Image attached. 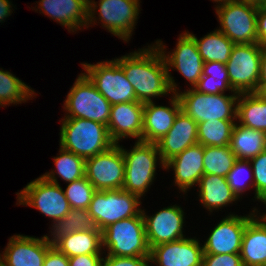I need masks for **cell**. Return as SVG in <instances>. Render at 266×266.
<instances>
[{
	"mask_svg": "<svg viewBox=\"0 0 266 266\" xmlns=\"http://www.w3.org/2000/svg\"><path fill=\"white\" fill-rule=\"evenodd\" d=\"M124 175L125 159L120 144L85 159V177L96 191L122 189Z\"/></svg>",
	"mask_w": 266,
	"mask_h": 266,
	"instance_id": "cell-14",
	"label": "cell"
},
{
	"mask_svg": "<svg viewBox=\"0 0 266 266\" xmlns=\"http://www.w3.org/2000/svg\"><path fill=\"white\" fill-rule=\"evenodd\" d=\"M236 122L266 133V96L256 93H239Z\"/></svg>",
	"mask_w": 266,
	"mask_h": 266,
	"instance_id": "cell-27",
	"label": "cell"
},
{
	"mask_svg": "<svg viewBox=\"0 0 266 266\" xmlns=\"http://www.w3.org/2000/svg\"><path fill=\"white\" fill-rule=\"evenodd\" d=\"M111 104L84 74L80 73L71 86L63 104L62 118H83L107 126Z\"/></svg>",
	"mask_w": 266,
	"mask_h": 266,
	"instance_id": "cell-8",
	"label": "cell"
},
{
	"mask_svg": "<svg viewBox=\"0 0 266 266\" xmlns=\"http://www.w3.org/2000/svg\"><path fill=\"white\" fill-rule=\"evenodd\" d=\"M53 245L46 235L42 237L15 234L0 253L3 266H43L47 251Z\"/></svg>",
	"mask_w": 266,
	"mask_h": 266,
	"instance_id": "cell-17",
	"label": "cell"
},
{
	"mask_svg": "<svg viewBox=\"0 0 266 266\" xmlns=\"http://www.w3.org/2000/svg\"><path fill=\"white\" fill-rule=\"evenodd\" d=\"M140 2V0H99L98 2L88 0L86 28L101 23L102 28L127 43L138 23L136 21L142 10Z\"/></svg>",
	"mask_w": 266,
	"mask_h": 266,
	"instance_id": "cell-4",
	"label": "cell"
},
{
	"mask_svg": "<svg viewBox=\"0 0 266 266\" xmlns=\"http://www.w3.org/2000/svg\"><path fill=\"white\" fill-rule=\"evenodd\" d=\"M43 266H69V258L52 246L44 258Z\"/></svg>",
	"mask_w": 266,
	"mask_h": 266,
	"instance_id": "cell-42",
	"label": "cell"
},
{
	"mask_svg": "<svg viewBox=\"0 0 266 266\" xmlns=\"http://www.w3.org/2000/svg\"><path fill=\"white\" fill-rule=\"evenodd\" d=\"M177 43L172 51L167 52V46L160 39L155 40L156 46L161 51L168 71V78L173 94L180 92L178 83L175 82L171 70H177L189 83V89L194 88L202 77L204 61L198 52L194 39L186 32L180 33Z\"/></svg>",
	"mask_w": 266,
	"mask_h": 266,
	"instance_id": "cell-7",
	"label": "cell"
},
{
	"mask_svg": "<svg viewBox=\"0 0 266 266\" xmlns=\"http://www.w3.org/2000/svg\"><path fill=\"white\" fill-rule=\"evenodd\" d=\"M265 51L259 43L235 44L226 69L230 86L238 93L256 92L259 84L261 57Z\"/></svg>",
	"mask_w": 266,
	"mask_h": 266,
	"instance_id": "cell-13",
	"label": "cell"
},
{
	"mask_svg": "<svg viewBox=\"0 0 266 266\" xmlns=\"http://www.w3.org/2000/svg\"><path fill=\"white\" fill-rule=\"evenodd\" d=\"M102 249L110 256L150 257L142 213L119 220L104 228Z\"/></svg>",
	"mask_w": 266,
	"mask_h": 266,
	"instance_id": "cell-5",
	"label": "cell"
},
{
	"mask_svg": "<svg viewBox=\"0 0 266 266\" xmlns=\"http://www.w3.org/2000/svg\"><path fill=\"white\" fill-rule=\"evenodd\" d=\"M176 95L181 110L197 123L208 120H236L238 92L214 95L187 88Z\"/></svg>",
	"mask_w": 266,
	"mask_h": 266,
	"instance_id": "cell-6",
	"label": "cell"
},
{
	"mask_svg": "<svg viewBox=\"0 0 266 266\" xmlns=\"http://www.w3.org/2000/svg\"><path fill=\"white\" fill-rule=\"evenodd\" d=\"M257 38L259 44H266V5L258 6Z\"/></svg>",
	"mask_w": 266,
	"mask_h": 266,
	"instance_id": "cell-44",
	"label": "cell"
},
{
	"mask_svg": "<svg viewBox=\"0 0 266 266\" xmlns=\"http://www.w3.org/2000/svg\"><path fill=\"white\" fill-rule=\"evenodd\" d=\"M64 190L71 209H88L96 189L86 177L67 183Z\"/></svg>",
	"mask_w": 266,
	"mask_h": 266,
	"instance_id": "cell-36",
	"label": "cell"
},
{
	"mask_svg": "<svg viewBox=\"0 0 266 266\" xmlns=\"http://www.w3.org/2000/svg\"><path fill=\"white\" fill-rule=\"evenodd\" d=\"M236 120H208L198 123V143L203 146L229 145Z\"/></svg>",
	"mask_w": 266,
	"mask_h": 266,
	"instance_id": "cell-33",
	"label": "cell"
},
{
	"mask_svg": "<svg viewBox=\"0 0 266 266\" xmlns=\"http://www.w3.org/2000/svg\"><path fill=\"white\" fill-rule=\"evenodd\" d=\"M202 76H210L229 80L226 64L220 62H206L203 66Z\"/></svg>",
	"mask_w": 266,
	"mask_h": 266,
	"instance_id": "cell-41",
	"label": "cell"
},
{
	"mask_svg": "<svg viewBox=\"0 0 266 266\" xmlns=\"http://www.w3.org/2000/svg\"><path fill=\"white\" fill-rule=\"evenodd\" d=\"M102 266H151L150 257H121L104 253Z\"/></svg>",
	"mask_w": 266,
	"mask_h": 266,
	"instance_id": "cell-40",
	"label": "cell"
},
{
	"mask_svg": "<svg viewBox=\"0 0 266 266\" xmlns=\"http://www.w3.org/2000/svg\"><path fill=\"white\" fill-rule=\"evenodd\" d=\"M198 143V123L182 110L178 113L173 126L156 142L161 160L167 161Z\"/></svg>",
	"mask_w": 266,
	"mask_h": 266,
	"instance_id": "cell-22",
	"label": "cell"
},
{
	"mask_svg": "<svg viewBox=\"0 0 266 266\" xmlns=\"http://www.w3.org/2000/svg\"><path fill=\"white\" fill-rule=\"evenodd\" d=\"M226 179L240 201L247 190H254L253 169L250 160L237 159Z\"/></svg>",
	"mask_w": 266,
	"mask_h": 266,
	"instance_id": "cell-35",
	"label": "cell"
},
{
	"mask_svg": "<svg viewBox=\"0 0 266 266\" xmlns=\"http://www.w3.org/2000/svg\"><path fill=\"white\" fill-rule=\"evenodd\" d=\"M257 93L266 96V50L263 52L261 57V68Z\"/></svg>",
	"mask_w": 266,
	"mask_h": 266,
	"instance_id": "cell-45",
	"label": "cell"
},
{
	"mask_svg": "<svg viewBox=\"0 0 266 266\" xmlns=\"http://www.w3.org/2000/svg\"><path fill=\"white\" fill-rule=\"evenodd\" d=\"M13 4L11 0H0V23H4L13 13Z\"/></svg>",
	"mask_w": 266,
	"mask_h": 266,
	"instance_id": "cell-46",
	"label": "cell"
},
{
	"mask_svg": "<svg viewBox=\"0 0 266 266\" xmlns=\"http://www.w3.org/2000/svg\"><path fill=\"white\" fill-rule=\"evenodd\" d=\"M49 228L51 234L47 236L52 245L62 236L75 231L99 230L87 209H71L63 219Z\"/></svg>",
	"mask_w": 266,
	"mask_h": 266,
	"instance_id": "cell-32",
	"label": "cell"
},
{
	"mask_svg": "<svg viewBox=\"0 0 266 266\" xmlns=\"http://www.w3.org/2000/svg\"><path fill=\"white\" fill-rule=\"evenodd\" d=\"M204 174H214L226 177L234 166L237 157L231 151L229 145L204 146L203 155Z\"/></svg>",
	"mask_w": 266,
	"mask_h": 266,
	"instance_id": "cell-34",
	"label": "cell"
},
{
	"mask_svg": "<svg viewBox=\"0 0 266 266\" xmlns=\"http://www.w3.org/2000/svg\"><path fill=\"white\" fill-rule=\"evenodd\" d=\"M36 96L30 85L28 86L10 71L0 68V107L26 103Z\"/></svg>",
	"mask_w": 266,
	"mask_h": 266,
	"instance_id": "cell-31",
	"label": "cell"
},
{
	"mask_svg": "<svg viewBox=\"0 0 266 266\" xmlns=\"http://www.w3.org/2000/svg\"><path fill=\"white\" fill-rule=\"evenodd\" d=\"M254 216V209L244 216L227 214L211 229L208 238L202 243L203 254L240 253L244 229Z\"/></svg>",
	"mask_w": 266,
	"mask_h": 266,
	"instance_id": "cell-16",
	"label": "cell"
},
{
	"mask_svg": "<svg viewBox=\"0 0 266 266\" xmlns=\"http://www.w3.org/2000/svg\"><path fill=\"white\" fill-rule=\"evenodd\" d=\"M144 103L132 101L111 105L107 124L111 140L115 144L128 138L142 141Z\"/></svg>",
	"mask_w": 266,
	"mask_h": 266,
	"instance_id": "cell-19",
	"label": "cell"
},
{
	"mask_svg": "<svg viewBox=\"0 0 266 266\" xmlns=\"http://www.w3.org/2000/svg\"><path fill=\"white\" fill-rule=\"evenodd\" d=\"M203 245L187 236L150 249V264L156 266H202Z\"/></svg>",
	"mask_w": 266,
	"mask_h": 266,
	"instance_id": "cell-18",
	"label": "cell"
},
{
	"mask_svg": "<svg viewBox=\"0 0 266 266\" xmlns=\"http://www.w3.org/2000/svg\"><path fill=\"white\" fill-rule=\"evenodd\" d=\"M142 208V216L145 224V233L149 248L160 244L185 238L184 223L186 213L177 204L161 208L153 215H147Z\"/></svg>",
	"mask_w": 266,
	"mask_h": 266,
	"instance_id": "cell-15",
	"label": "cell"
},
{
	"mask_svg": "<svg viewBox=\"0 0 266 266\" xmlns=\"http://www.w3.org/2000/svg\"><path fill=\"white\" fill-rule=\"evenodd\" d=\"M141 200L138 195L123 189L96 191L87 210L102 231L112 223L137 216L142 211Z\"/></svg>",
	"mask_w": 266,
	"mask_h": 266,
	"instance_id": "cell-10",
	"label": "cell"
},
{
	"mask_svg": "<svg viewBox=\"0 0 266 266\" xmlns=\"http://www.w3.org/2000/svg\"><path fill=\"white\" fill-rule=\"evenodd\" d=\"M53 246L68 258L78 255L104 254L100 230L75 231L59 238Z\"/></svg>",
	"mask_w": 266,
	"mask_h": 266,
	"instance_id": "cell-26",
	"label": "cell"
},
{
	"mask_svg": "<svg viewBox=\"0 0 266 266\" xmlns=\"http://www.w3.org/2000/svg\"><path fill=\"white\" fill-rule=\"evenodd\" d=\"M195 90L206 94H220L226 91L236 92L230 86V80H222V78L202 76L194 87Z\"/></svg>",
	"mask_w": 266,
	"mask_h": 266,
	"instance_id": "cell-38",
	"label": "cell"
},
{
	"mask_svg": "<svg viewBox=\"0 0 266 266\" xmlns=\"http://www.w3.org/2000/svg\"><path fill=\"white\" fill-rule=\"evenodd\" d=\"M114 59L133 86L137 101L153 102L173 94L165 59L155 43Z\"/></svg>",
	"mask_w": 266,
	"mask_h": 266,
	"instance_id": "cell-1",
	"label": "cell"
},
{
	"mask_svg": "<svg viewBox=\"0 0 266 266\" xmlns=\"http://www.w3.org/2000/svg\"><path fill=\"white\" fill-rule=\"evenodd\" d=\"M36 3L38 7H31L32 10L38 13L39 9L40 14L56 21L69 33L79 32L87 26L88 0H39Z\"/></svg>",
	"mask_w": 266,
	"mask_h": 266,
	"instance_id": "cell-21",
	"label": "cell"
},
{
	"mask_svg": "<svg viewBox=\"0 0 266 266\" xmlns=\"http://www.w3.org/2000/svg\"><path fill=\"white\" fill-rule=\"evenodd\" d=\"M198 197L201 206L209 211L210 215L228 205L232 206L233 202H238V198L228 185L226 177L203 174L198 183Z\"/></svg>",
	"mask_w": 266,
	"mask_h": 266,
	"instance_id": "cell-24",
	"label": "cell"
},
{
	"mask_svg": "<svg viewBox=\"0 0 266 266\" xmlns=\"http://www.w3.org/2000/svg\"><path fill=\"white\" fill-rule=\"evenodd\" d=\"M59 153L53 157L55 170L41 175L44 179L59 184L58 177L65 183L73 182L85 177V159L73 152L59 148Z\"/></svg>",
	"mask_w": 266,
	"mask_h": 266,
	"instance_id": "cell-29",
	"label": "cell"
},
{
	"mask_svg": "<svg viewBox=\"0 0 266 266\" xmlns=\"http://www.w3.org/2000/svg\"><path fill=\"white\" fill-rule=\"evenodd\" d=\"M219 22L218 30L234 44L258 43L257 11L258 5L230 0L214 7Z\"/></svg>",
	"mask_w": 266,
	"mask_h": 266,
	"instance_id": "cell-11",
	"label": "cell"
},
{
	"mask_svg": "<svg viewBox=\"0 0 266 266\" xmlns=\"http://www.w3.org/2000/svg\"><path fill=\"white\" fill-rule=\"evenodd\" d=\"M240 257L243 266H266V225L256 216L244 229Z\"/></svg>",
	"mask_w": 266,
	"mask_h": 266,
	"instance_id": "cell-25",
	"label": "cell"
},
{
	"mask_svg": "<svg viewBox=\"0 0 266 266\" xmlns=\"http://www.w3.org/2000/svg\"><path fill=\"white\" fill-rule=\"evenodd\" d=\"M104 255H78L69 257V266H102Z\"/></svg>",
	"mask_w": 266,
	"mask_h": 266,
	"instance_id": "cell-43",
	"label": "cell"
},
{
	"mask_svg": "<svg viewBox=\"0 0 266 266\" xmlns=\"http://www.w3.org/2000/svg\"><path fill=\"white\" fill-rule=\"evenodd\" d=\"M229 147L237 159L250 160L266 150V133L236 122Z\"/></svg>",
	"mask_w": 266,
	"mask_h": 266,
	"instance_id": "cell-28",
	"label": "cell"
},
{
	"mask_svg": "<svg viewBox=\"0 0 266 266\" xmlns=\"http://www.w3.org/2000/svg\"><path fill=\"white\" fill-rule=\"evenodd\" d=\"M203 155L204 146L197 143L186 148L165 163L164 170L169 171L170 168L172 169L174 175L173 185L184 195H187V191L189 192L192 187L198 185L200 178L204 174Z\"/></svg>",
	"mask_w": 266,
	"mask_h": 266,
	"instance_id": "cell-20",
	"label": "cell"
},
{
	"mask_svg": "<svg viewBox=\"0 0 266 266\" xmlns=\"http://www.w3.org/2000/svg\"><path fill=\"white\" fill-rule=\"evenodd\" d=\"M16 195V205L37 209L52 220V227L71 210L62 186L44 179L41 175L30 181Z\"/></svg>",
	"mask_w": 266,
	"mask_h": 266,
	"instance_id": "cell-9",
	"label": "cell"
},
{
	"mask_svg": "<svg viewBox=\"0 0 266 266\" xmlns=\"http://www.w3.org/2000/svg\"><path fill=\"white\" fill-rule=\"evenodd\" d=\"M202 266H243L240 253L203 254Z\"/></svg>",
	"mask_w": 266,
	"mask_h": 266,
	"instance_id": "cell-39",
	"label": "cell"
},
{
	"mask_svg": "<svg viewBox=\"0 0 266 266\" xmlns=\"http://www.w3.org/2000/svg\"><path fill=\"white\" fill-rule=\"evenodd\" d=\"M253 178H254V198L251 200L258 201L266 196V150L262 151L258 156L250 159Z\"/></svg>",
	"mask_w": 266,
	"mask_h": 266,
	"instance_id": "cell-37",
	"label": "cell"
},
{
	"mask_svg": "<svg viewBox=\"0 0 266 266\" xmlns=\"http://www.w3.org/2000/svg\"><path fill=\"white\" fill-rule=\"evenodd\" d=\"M210 1L215 2L216 5H214V6L217 7V6H220V5H222V4H224L225 2L230 1V0H210Z\"/></svg>",
	"mask_w": 266,
	"mask_h": 266,
	"instance_id": "cell-49",
	"label": "cell"
},
{
	"mask_svg": "<svg viewBox=\"0 0 266 266\" xmlns=\"http://www.w3.org/2000/svg\"><path fill=\"white\" fill-rule=\"evenodd\" d=\"M169 99V106L156 105L155 101L144 103L142 142L156 143L173 126L181 105L176 94Z\"/></svg>",
	"mask_w": 266,
	"mask_h": 266,
	"instance_id": "cell-23",
	"label": "cell"
},
{
	"mask_svg": "<svg viewBox=\"0 0 266 266\" xmlns=\"http://www.w3.org/2000/svg\"><path fill=\"white\" fill-rule=\"evenodd\" d=\"M260 202L263 203L262 205L263 206L265 205V208H266V196L262 197L259 200V203ZM253 209H254L255 216L258 217L266 225V212L260 213L261 210L259 208H256V206Z\"/></svg>",
	"mask_w": 266,
	"mask_h": 266,
	"instance_id": "cell-47",
	"label": "cell"
},
{
	"mask_svg": "<svg viewBox=\"0 0 266 266\" xmlns=\"http://www.w3.org/2000/svg\"><path fill=\"white\" fill-rule=\"evenodd\" d=\"M132 146L127 150L121 145L125 159L122 189L138 195L143 200V196L145 198V194L157 178V166L164 169L165 164L161 160L156 143L135 141Z\"/></svg>",
	"mask_w": 266,
	"mask_h": 266,
	"instance_id": "cell-3",
	"label": "cell"
},
{
	"mask_svg": "<svg viewBox=\"0 0 266 266\" xmlns=\"http://www.w3.org/2000/svg\"><path fill=\"white\" fill-rule=\"evenodd\" d=\"M59 122V146L84 159L103 153L115 144L108 127L100 122L83 118H61Z\"/></svg>",
	"mask_w": 266,
	"mask_h": 266,
	"instance_id": "cell-2",
	"label": "cell"
},
{
	"mask_svg": "<svg viewBox=\"0 0 266 266\" xmlns=\"http://www.w3.org/2000/svg\"><path fill=\"white\" fill-rule=\"evenodd\" d=\"M185 31L194 39L204 63L214 61L227 63L235 44L225 34L216 28L198 39L193 33Z\"/></svg>",
	"mask_w": 266,
	"mask_h": 266,
	"instance_id": "cell-30",
	"label": "cell"
},
{
	"mask_svg": "<svg viewBox=\"0 0 266 266\" xmlns=\"http://www.w3.org/2000/svg\"><path fill=\"white\" fill-rule=\"evenodd\" d=\"M237 1L249 2L256 4L258 6L266 5V0H237Z\"/></svg>",
	"mask_w": 266,
	"mask_h": 266,
	"instance_id": "cell-48",
	"label": "cell"
},
{
	"mask_svg": "<svg viewBox=\"0 0 266 266\" xmlns=\"http://www.w3.org/2000/svg\"><path fill=\"white\" fill-rule=\"evenodd\" d=\"M81 66L84 74L111 105L137 101L133 86L115 59L96 64L83 62Z\"/></svg>",
	"mask_w": 266,
	"mask_h": 266,
	"instance_id": "cell-12",
	"label": "cell"
}]
</instances>
